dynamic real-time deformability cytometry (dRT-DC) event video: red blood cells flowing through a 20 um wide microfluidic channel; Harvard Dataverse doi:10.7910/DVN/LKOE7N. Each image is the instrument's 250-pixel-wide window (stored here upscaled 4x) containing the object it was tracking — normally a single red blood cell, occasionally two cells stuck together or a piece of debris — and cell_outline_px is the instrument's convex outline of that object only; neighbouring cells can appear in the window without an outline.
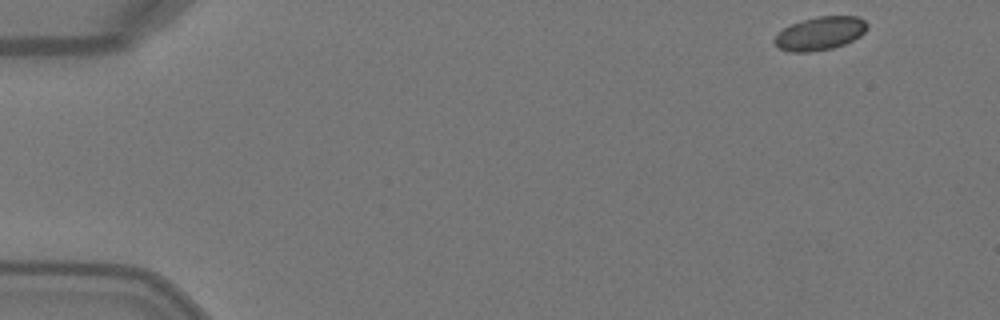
{"species": "Egyptian fruit bat (a non-hibernating species)", "species_latin": "Rousettus aegyptiacus", "temperature_condition": "warm", "stored_images_in_passage": 47, "camera_frame_rate_fps": 3000, "um_per_image_px": 0.085, "animal": {"sex": "female"}, "frame": {"image": 1, "passage_image": 1, "time_ms": 0.0, "image_size_px": [1000, 320], "cell_outline_px": [[868, 28], [860, 36], [844, 44], [832, 48], [808, 52], [792, 52], [776, 48], [772, 40], [784, 28], [792, 24], [816, 16], [856, 16], [864, 20], [868, 24]], "centroid_in_image_um": [69.69, 2.84], "position_along_channel_um": 15.3, "area_um2": 17.98}}
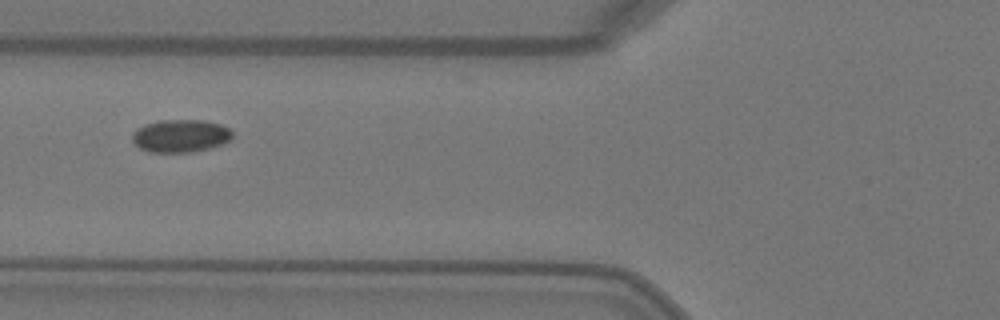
{"frame": {"image": 2, "passage_image": 17, "time_ms": 5.333, "image_size_px": [1000, 320], "cell_outline_px": [[232, 140], [224, 144], [192, 152], [148, 152], [140, 148], [132, 140], [132, 132], [136, 128], [144, 124], [160, 120], [204, 120], [220, 124], [228, 128], [232, 132]], "centroid_in_image_um": [15.34, 11.54], "position_along_channel_um": 110.5, "area_um2": 19.31}}
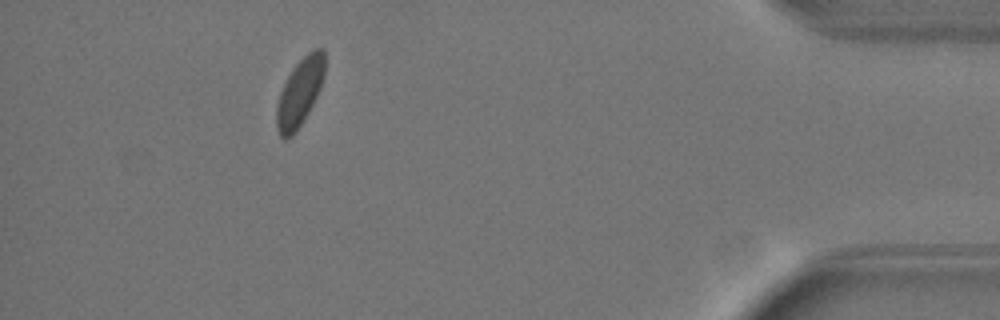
{"frame": {"image": 3, "passage_image": 43, "time_ms": 14.0, "image_size_px": [1000, 320], "cell_outline_px": [[324, 76], [320, 88], [308, 112], [296, 132], [292, 136], [284, 140], [280, 136], [276, 128], [276, 104], [280, 92], [292, 68], [308, 52], [316, 48], [324, 48]], "centroid_in_image_um": [25.46, 7.87], "position_along_channel_um": 409.7, "area_um2": 18.9}, "authors_computed_cell_mechanics": {"area_um2": 19.074, "velocity_mm_per_s": 4.0574, "shape_relaxation_time_tau1_ms": 4.3627, "shape_relaxation_time_tau2_ms": null, "deformation_change_tau1": 0.0458, "deformation_change_tau2": null}}